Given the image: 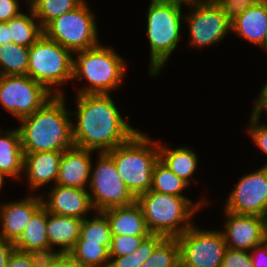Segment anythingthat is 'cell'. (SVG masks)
I'll use <instances>...</instances> for the list:
<instances>
[{
	"label": "cell",
	"instance_id": "6da1fadb",
	"mask_svg": "<svg viewBox=\"0 0 267 267\" xmlns=\"http://www.w3.org/2000/svg\"><path fill=\"white\" fill-rule=\"evenodd\" d=\"M76 97L77 124L72 123L75 147L108 152L126 143L138 131L123 120L110 94H77Z\"/></svg>",
	"mask_w": 267,
	"mask_h": 267
},
{
	"label": "cell",
	"instance_id": "7a4b0ae2",
	"mask_svg": "<svg viewBox=\"0 0 267 267\" xmlns=\"http://www.w3.org/2000/svg\"><path fill=\"white\" fill-rule=\"evenodd\" d=\"M64 95H54L39 110L21 120L18 128L23 153L65 151L74 147L72 119Z\"/></svg>",
	"mask_w": 267,
	"mask_h": 267
},
{
	"label": "cell",
	"instance_id": "3957f363",
	"mask_svg": "<svg viewBox=\"0 0 267 267\" xmlns=\"http://www.w3.org/2000/svg\"><path fill=\"white\" fill-rule=\"evenodd\" d=\"M136 202L142 209L149 231L165 238H177L187 231L193 225L190 221L193 215L207 204L205 199L194 204L187 197L151 190L139 194Z\"/></svg>",
	"mask_w": 267,
	"mask_h": 267
},
{
	"label": "cell",
	"instance_id": "277c9868",
	"mask_svg": "<svg viewBox=\"0 0 267 267\" xmlns=\"http://www.w3.org/2000/svg\"><path fill=\"white\" fill-rule=\"evenodd\" d=\"M107 153L113 158L120 178L135 197L150 190L153 169L159 160L158 143L137 131L126 143Z\"/></svg>",
	"mask_w": 267,
	"mask_h": 267
},
{
	"label": "cell",
	"instance_id": "5b68a950",
	"mask_svg": "<svg viewBox=\"0 0 267 267\" xmlns=\"http://www.w3.org/2000/svg\"><path fill=\"white\" fill-rule=\"evenodd\" d=\"M74 54L77 59H73L72 79L88 81L77 94H109L121 85L126 71L125 61L111 47L99 44Z\"/></svg>",
	"mask_w": 267,
	"mask_h": 267
},
{
	"label": "cell",
	"instance_id": "8992f818",
	"mask_svg": "<svg viewBox=\"0 0 267 267\" xmlns=\"http://www.w3.org/2000/svg\"><path fill=\"white\" fill-rule=\"evenodd\" d=\"M72 56L70 50L42 34L29 47L27 75L42 84L51 94L64 95L60 88L55 91L53 87L66 81H73Z\"/></svg>",
	"mask_w": 267,
	"mask_h": 267
},
{
	"label": "cell",
	"instance_id": "52a82bcc",
	"mask_svg": "<svg viewBox=\"0 0 267 267\" xmlns=\"http://www.w3.org/2000/svg\"><path fill=\"white\" fill-rule=\"evenodd\" d=\"M181 19L180 6L151 0L147 12L150 75H157L176 49L180 39Z\"/></svg>",
	"mask_w": 267,
	"mask_h": 267
},
{
	"label": "cell",
	"instance_id": "ba28073f",
	"mask_svg": "<svg viewBox=\"0 0 267 267\" xmlns=\"http://www.w3.org/2000/svg\"><path fill=\"white\" fill-rule=\"evenodd\" d=\"M85 2L51 21L43 34L72 53L98 46L97 24Z\"/></svg>",
	"mask_w": 267,
	"mask_h": 267
},
{
	"label": "cell",
	"instance_id": "9c48e42d",
	"mask_svg": "<svg viewBox=\"0 0 267 267\" xmlns=\"http://www.w3.org/2000/svg\"><path fill=\"white\" fill-rule=\"evenodd\" d=\"M95 165L94 170L91 169L88 185L93 193L89 195L95 211L103 212L113 207L128 206L136 201V197L120 178L113 158L107 152H99Z\"/></svg>",
	"mask_w": 267,
	"mask_h": 267
},
{
	"label": "cell",
	"instance_id": "30bf717a",
	"mask_svg": "<svg viewBox=\"0 0 267 267\" xmlns=\"http://www.w3.org/2000/svg\"><path fill=\"white\" fill-rule=\"evenodd\" d=\"M53 96L28 75H0V104L18 120L32 115Z\"/></svg>",
	"mask_w": 267,
	"mask_h": 267
},
{
	"label": "cell",
	"instance_id": "8fae6325",
	"mask_svg": "<svg viewBox=\"0 0 267 267\" xmlns=\"http://www.w3.org/2000/svg\"><path fill=\"white\" fill-rule=\"evenodd\" d=\"M177 240L180 267H221L227 248L221 231L201 230L192 225Z\"/></svg>",
	"mask_w": 267,
	"mask_h": 267
},
{
	"label": "cell",
	"instance_id": "7c38bea8",
	"mask_svg": "<svg viewBox=\"0 0 267 267\" xmlns=\"http://www.w3.org/2000/svg\"><path fill=\"white\" fill-rule=\"evenodd\" d=\"M190 8L193 9L184 20L189 23L191 46L216 44L231 31V21L214 0H201Z\"/></svg>",
	"mask_w": 267,
	"mask_h": 267
},
{
	"label": "cell",
	"instance_id": "4fadbf2b",
	"mask_svg": "<svg viewBox=\"0 0 267 267\" xmlns=\"http://www.w3.org/2000/svg\"><path fill=\"white\" fill-rule=\"evenodd\" d=\"M225 211L259 217L267 213V165L239 179L228 196Z\"/></svg>",
	"mask_w": 267,
	"mask_h": 267
},
{
	"label": "cell",
	"instance_id": "5bb4252c",
	"mask_svg": "<svg viewBox=\"0 0 267 267\" xmlns=\"http://www.w3.org/2000/svg\"><path fill=\"white\" fill-rule=\"evenodd\" d=\"M228 218L225 229L221 231L227 248L249 251L264 242L263 217L254 215H241L225 211Z\"/></svg>",
	"mask_w": 267,
	"mask_h": 267
},
{
	"label": "cell",
	"instance_id": "9a60e30c",
	"mask_svg": "<svg viewBox=\"0 0 267 267\" xmlns=\"http://www.w3.org/2000/svg\"><path fill=\"white\" fill-rule=\"evenodd\" d=\"M52 188L48 194V199L42 200L43 207L48 212L83 220L84 215L94 209L89 191L57 184Z\"/></svg>",
	"mask_w": 267,
	"mask_h": 267
},
{
	"label": "cell",
	"instance_id": "2e32d148",
	"mask_svg": "<svg viewBox=\"0 0 267 267\" xmlns=\"http://www.w3.org/2000/svg\"><path fill=\"white\" fill-rule=\"evenodd\" d=\"M44 197L31 195L21 201H13L0 207V236L15 242L32 216L43 206Z\"/></svg>",
	"mask_w": 267,
	"mask_h": 267
},
{
	"label": "cell",
	"instance_id": "e0dca14e",
	"mask_svg": "<svg viewBox=\"0 0 267 267\" xmlns=\"http://www.w3.org/2000/svg\"><path fill=\"white\" fill-rule=\"evenodd\" d=\"M92 152L75 146L63 151L56 184L86 190L93 168Z\"/></svg>",
	"mask_w": 267,
	"mask_h": 267
},
{
	"label": "cell",
	"instance_id": "ac0fdd59",
	"mask_svg": "<svg viewBox=\"0 0 267 267\" xmlns=\"http://www.w3.org/2000/svg\"><path fill=\"white\" fill-rule=\"evenodd\" d=\"M62 153L61 151L23 153V173L28 176L31 190H37L50 181L56 184Z\"/></svg>",
	"mask_w": 267,
	"mask_h": 267
},
{
	"label": "cell",
	"instance_id": "d6986e66",
	"mask_svg": "<svg viewBox=\"0 0 267 267\" xmlns=\"http://www.w3.org/2000/svg\"><path fill=\"white\" fill-rule=\"evenodd\" d=\"M109 220L111 236L150 235L141 207L135 201L128 206L113 207L103 211Z\"/></svg>",
	"mask_w": 267,
	"mask_h": 267
},
{
	"label": "cell",
	"instance_id": "ffe728a7",
	"mask_svg": "<svg viewBox=\"0 0 267 267\" xmlns=\"http://www.w3.org/2000/svg\"><path fill=\"white\" fill-rule=\"evenodd\" d=\"M231 31L261 46L267 34V0H259L232 20Z\"/></svg>",
	"mask_w": 267,
	"mask_h": 267
},
{
	"label": "cell",
	"instance_id": "44dd1931",
	"mask_svg": "<svg viewBox=\"0 0 267 267\" xmlns=\"http://www.w3.org/2000/svg\"><path fill=\"white\" fill-rule=\"evenodd\" d=\"M82 219L56 215L47 211V238L49 247L61 246V254H68L79 238Z\"/></svg>",
	"mask_w": 267,
	"mask_h": 267
},
{
	"label": "cell",
	"instance_id": "7402d4cb",
	"mask_svg": "<svg viewBox=\"0 0 267 267\" xmlns=\"http://www.w3.org/2000/svg\"><path fill=\"white\" fill-rule=\"evenodd\" d=\"M0 133V177L20 178L24 154L18 128Z\"/></svg>",
	"mask_w": 267,
	"mask_h": 267
},
{
	"label": "cell",
	"instance_id": "603a6c76",
	"mask_svg": "<svg viewBox=\"0 0 267 267\" xmlns=\"http://www.w3.org/2000/svg\"><path fill=\"white\" fill-rule=\"evenodd\" d=\"M158 149L159 160L189 185L191 183L189 178L194 174L198 165L196 153L187 147L171 149L159 143Z\"/></svg>",
	"mask_w": 267,
	"mask_h": 267
},
{
	"label": "cell",
	"instance_id": "cb8c5ba5",
	"mask_svg": "<svg viewBox=\"0 0 267 267\" xmlns=\"http://www.w3.org/2000/svg\"><path fill=\"white\" fill-rule=\"evenodd\" d=\"M46 228L47 210L42 206L26 224L22 235L14 242L15 249L26 252L49 246Z\"/></svg>",
	"mask_w": 267,
	"mask_h": 267
},
{
	"label": "cell",
	"instance_id": "d4e9b609",
	"mask_svg": "<svg viewBox=\"0 0 267 267\" xmlns=\"http://www.w3.org/2000/svg\"><path fill=\"white\" fill-rule=\"evenodd\" d=\"M68 255L79 267H109L110 246L76 240Z\"/></svg>",
	"mask_w": 267,
	"mask_h": 267
},
{
	"label": "cell",
	"instance_id": "484cf974",
	"mask_svg": "<svg viewBox=\"0 0 267 267\" xmlns=\"http://www.w3.org/2000/svg\"><path fill=\"white\" fill-rule=\"evenodd\" d=\"M30 9V16L20 13L18 16L5 22L9 29L12 42L17 45L30 47L43 34V29L39 23H36V17Z\"/></svg>",
	"mask_w": 267,
	"mask_h": 267
},
{
	"label": "cell",
	"instance_id": "4316f807",
	"mask_svg": "<svg viewBox=\"0 0 267 267\" xmlns=\"http://www.w3.org/2000/svg\"><path fill=\"white\" fill-rule=\"evenodd\" d=\"M29 47L14 44L0 45V75H27Z\"/></svg>",
	"mask_w": 267,
	"mask_h": 267
},
{
	"label": "cell",
	"instance_id": "83f0119b",
	"mask_svg": "<svg viewBox=\"0 0 267 267\" xmlns=\"http://www.w3.org/2000/svg\"><path fill=\"white\" fill-rule=\"evenodd\" d=\"M84 0H31L29 7L32 9L37 21L44 29L51 21L61 15L74 10Z\"/></svg>",
	"mask_w": 267,
	"mask_h": 267
},
{
	"label": "cell",
	"instance_id": "f1b7e54d",
	"mask_svg": "<svg viewBox=\"0 0 267 267\" xmlns=\"http://www.w3.org/2000/svg\"><path fill=\"white\" fill-rule=\"evenodd\" d=\"M188 186L186 182L158 160L153 169L151 191L185 197L182 192Z\"/></svg>",
	"mask_w": 267,
	"mask_h": 267
},
{
	"label": "cell",
	"instance_id": "f546056e",
	"mask_svg": "<svg viewBox=\"0 0 267 267\" xmlns=\"http://www.w3.org/2000/svg\"><path fill=\"white\" fill-rule=\"evenodd\" d=\"M95 218L89 220L84 218L81 223L79 238L93 243H101L104 246H111V231L109 220L103 212L96 211Z\"/></svg>",
	"mask_w": 267,
	"mask_h": 267
},
{
	"label": "cell",
	"instance_id": "4dcf8cb0",
	"mask_svg": "<svg viewBox=\"0 0 267 267\" xmlns=\"http://www.w3.org/2000/svg\"><path fill=\"white\" fill-rule=\"evenodd\" d=\"M164 238L162 235L151 233L134 252L121 257H110L109 267H140Z\"/></svg>",
	"mask_w": 267,
	"mask_h": 267
},
{
	"label": "cell",
	"instance_id": "1f68e13d",
	"mask_svg": "<svg viewBox=\"0 0 267 267\" xmlns=\"http://www.w3.org/2000/svg\"><path fill=\"white\" fill-rule=\"evenodd\" d=\"M140 267H180V246L177 238H164Z\"/></svg>",
	"mask_w": 267,
	"mask_h": 267
},
{
	"label": "cell",
	"instance_id": "d6a6232c",
	"mask_svg": "<svg viewBox=\"0 0 267 267\" xmlns=\"http://www.w3.org/2000/svg\"><path fill=\"white\" fill-rule=\"evenodd\" d=\"M149 235H114L111 239L110 257H121L134 252Z\"/></svg>",
	"mask_w": 267,
	"mask_h": 267
},
{
	"label": "cell",
	"instance_id": "836d02e7",
	"mask_svg": "<svg viewBox=\"0 0 267 267\" xmlns=\"http://www.w3.org/2000/svg\"><path fill=\"white\" fill-rule=\"evenodd\" d=\"M232 21L259 0H214Z\"/></svg>",
	"mask_w": 267,
	"mask_h": 267
},
{
	"label": "cell",
	"instance_id": "e575fe53",
	"mask_svg": "<svg viewBox=\"0 0 267 267\" xmlns=\"http://www.w3.org/2000/svg\"><path fill=\"white\" fill-rule=\"evenodd\" d=\"M53 249L47 246L26 251V253L33 267H49L61 255L60 251L55 252Z\"/></svg>",
	"mask_w": 267,
	"mask_h": 267
},
{
	"label": "cell",
	"instance_id": "d590c367",
	"mask_svg": "<svg viewBox=\"0 0 267 267\" xmlns=\"http://www.w3.org/2000/svg\"><path fill=\"white\" fill-rule=\"evenodd\" d=\"M250 117V126H248L250 136L258 148L267 155V125L259 124L260 117H256L253 113Z\"/></svg>",
	"mask_w": 267,
	"mask_h": 267
},
{
	"label": "cell",
	"instance_id": "8d00e7d4",
	"mask_svg": "<svg viewBox=\"0 0 267 267\" xmlns=\"http://www.w3.org/2000/svg\"><path fill=\"white\" fill-rule=\"evenodd\" d=\"M221 267H253L250 252L226 248Z\"/></svg>",
	"mask_w": 267,
	"mask_h": 267
},
{
	"label": "cell",
	"instance_id": "74e56055",
	"mask_svg": "<svg viewBox=\"0 0 267 267\" xmlns=\"http://www.w3.org/2000/svg\"><path fill=\"white\" fill-rule=\"evenodd\" d=\"M20 13L18 0H0V22H7Z\"/></svg>",
	"mask_w": 267,
	"mask_h": 267
},
{
	"label": "cell",
	"instance_id": "f35d334b",
	"mask_svg": "<svg viewBox=\"0 0 267 267\" xmlns=\"http://www.w3.org/2000/svg\"><path fill=\"white\" fill-rule=\"evenodd\" d=\"M250 259L253 267H267V243L265 241L251 249Z\"/></svg>",
	"mask_w": 267,
	"mask_h": 267
},
{
	"label": "cell",
	"instance_id": "ab89813d",
	"mask_svg": "<svg viewBox=\"0 0 267 267\" xmlns=\"http://www.w3.org/2000/svg\"><path fill=\"white\" fill-rule=\"evenodd\" d=\"M6 267H33L26 252L14 249L9 256Z\"/></svg>",
	"mask_w": 267,
	"mask_h": 267
},
{
	"label": "cell",
	"instance_id": "60d3db41",
	"mask_svg": "<svg viewBox=\"0 0 267 267\" xmlns=\"http://www.w3.org/2000/svg\"><path fill=\"white\" fill-rule=\"evenodd\" d=\"M15 245L13 242L6 240L0 236V267H6L9 256L14 251Z\"/></svg>",
	"mask_w": 267,
	"mask_h": 267
},
{
	"label": "cell",
	"instance_id": "b9f144b4",
	"mask_svg": "<svg viewBox=\"0 0 267 267\" xmlns=\"http://www.w3.org/2000/svg\"><path fill=\"white\" fill-rule=\"evenodd\" d=\"M259 97L253 107L251 113H253L256 117L261 116V112L266 111L267 114V82L264 84V87L261 89V93H259Z\"/></svg>",
	"mask_w": 267,
	"mask_h": 267
},
{
	"label": "cell",
	"instance_id": "7bdbcfd3",
	"mask_svg": "<svg viewBox=\"0 0 267 267\" xmlns=\"http://www.w3.org/2000/svg\"><path fill=\"white\" fill-rule=\"evenodd\" d=\"M49 267H79L68 254H61Z\"/></svg>",
	"mask_w": 267,
	"mask_h": 267
},
{
	"label": "cell",
	"instance_id": "ee69618b",
	"mask_svg": "<svg viewBox=\"0 0 267 267\" xmlns=\"http://www.w3.org/2000/svg\"><path fill=\"white\" fill-rule=\"evenodd\" d=\"M12 43L10 38L9 29L5 22H0V45Z\"/></svg>",
	"mask_w": 267,
	"mask_h": 267
},
{
	"label": "cell",
	"instance_id": "f6af8a7d",
	"mask_svg": "<svg viewBox=\"0 0 267 267\" xmlns=\"http://www.w3.org/2000/svg\"><path fill=\"white\" fill-rule=\"evenodd\" d=\"M160 3L173 4L182 7V4L189 5L191 7L194 4H197L201 0H153Z\"/></svg>",
	"mask_w": 267,
	"mask_h": 267
},
{
	"label": "cell",
	"instance_id": "bcb514c9",
	"mask_svg": "<svg viewBox=\"0 0 267 267\" xmlns=\"http://www.w3.org/2000/svg\"><path fill=\"white\" fill-rule=\"evenodd\" d=\"M264 220V241L267 243V213L263 216Z\"/></svg>",
	"mask_w": 267,
	"mask_h": 267
},
{
	"label": "cell",
	"instance_id": "7dc6e473",
	"mask_svg": "<svg viewBox=\"0 0 267 267\" xmlns=\"http://www.w3.org/2000/svg\"><path fill=\"white\" fill-rule=\"evenodd\" d=\"M261 47L265 48V52L267 54V34L265 36V39H264L263 43L261 44Z\"/></svg>",
	"mask_w": 267,
	"mask_h": 267
},
{
	"label": "cell",
	"instance_id": "c3c4849f",
	"mask_svg": "<svg viewBox=\"0 0 267 267\" xmlns=\"http://www.w3.org/2000/svg\"><path fill=\"white\" fill-rule=\"evenodd\" d=\"M3 180L0 177V189L2 188Z\"/></svg>",
	"mask_w": 267,
	"mask_h": 267
}]
</instances>
